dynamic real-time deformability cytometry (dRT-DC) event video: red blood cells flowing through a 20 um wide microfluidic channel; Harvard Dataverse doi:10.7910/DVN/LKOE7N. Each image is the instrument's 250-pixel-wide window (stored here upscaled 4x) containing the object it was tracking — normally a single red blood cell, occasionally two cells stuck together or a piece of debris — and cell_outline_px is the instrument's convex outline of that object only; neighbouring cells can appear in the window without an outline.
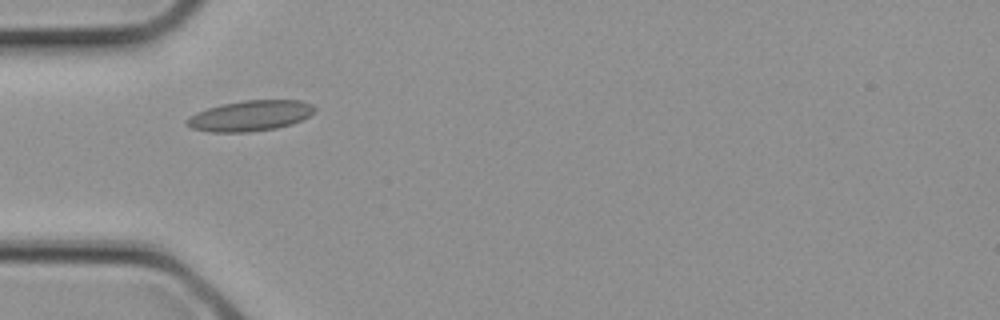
{"species": "common noctule bat (a hibernating species)", "species_latin": "Nyctalus noctula", "temperature_condition": "cold", "stored_images_in_passage": 2, "camera_frame_rate_fps": 3000, "um_per_image_px": 0.085, "animal": {"sex": "female", "body_mass_g": 21.9}, "frame": {"image": 1, "passage_image": 2, "time_ms": 0.333, "image_size_px": [1000, 320], "cell_outline_px": [[316, 112], [292, 124], [276, 128], [248, 132], [208, 132], [192, 128], [184, 124], [184, 120], [188, 116], [196, 112], [220, 104], [244, 100], [300, 100], [312, 104], [316, 108]], "centroid_in_image_um": [21.23, 9.84], "position_along_channel_um": 63.8, "area_um2": 23.0}}